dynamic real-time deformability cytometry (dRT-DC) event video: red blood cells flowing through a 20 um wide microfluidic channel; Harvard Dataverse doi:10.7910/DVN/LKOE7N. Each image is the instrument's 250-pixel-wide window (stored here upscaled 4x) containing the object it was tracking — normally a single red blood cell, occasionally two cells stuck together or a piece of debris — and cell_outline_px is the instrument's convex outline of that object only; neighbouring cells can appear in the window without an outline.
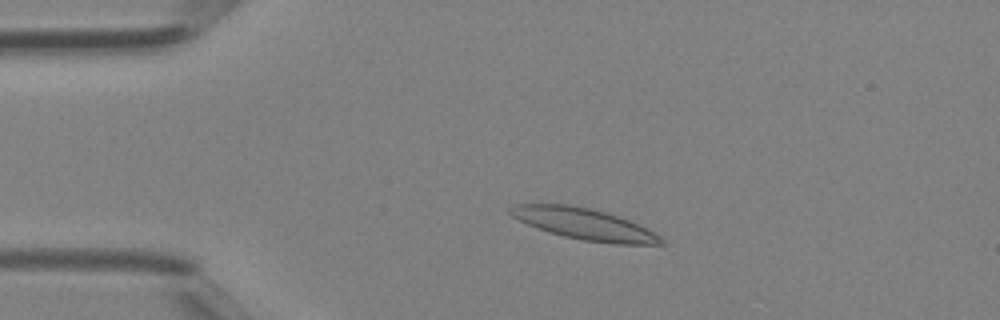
{"species": "Egyptian fruit bat (a non-hibernating species)", "species_latin": "Rousettus aegyptiacus", "temperature_condition": "room temperature", "stored_images_in_passage": 38, "camera_frame_rate_fps": 3000, "um_per_image_px": 0.085, "animal": {"sex": "female"}, "frame": {"image": 1, "passage_image": 7, "time_ms": 2.0, "image_size_px": [1000, 320], "cell_outline_px": [[664, 244], [616, 244], [584, 240], [564, 236], [548, 232], [528, 224], [512, 216], [508, 212], [508, 208], [512, 204], [568, 204], [588, 208], [620, 216], [656, 232], [664, 240]], "centroid_in_image_um": [49.66, 19.03], "position_along_channel_um": 35.3, "area_um2": 27.4}}
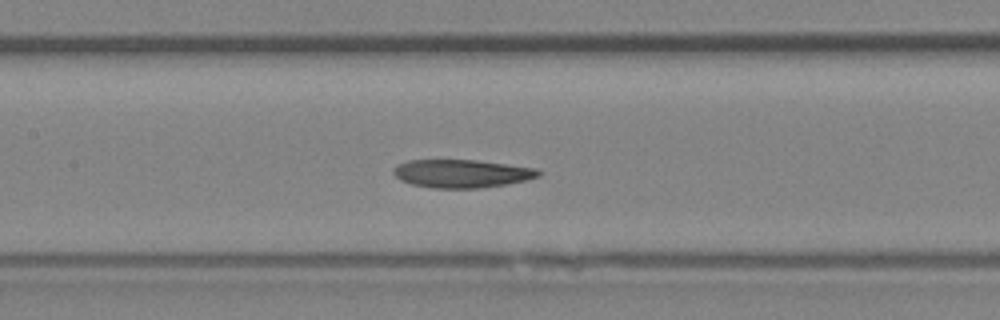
{"frame": {"image": 2, "passage_image": 18, "time_ms": 5.667, "image_size_px": [1000, 320], "cell_outline_px": [[544, 172], [540, 176], [524, 180], [504, 184], [480, 188], [432, 188], [412, 184], [400, 180], [392, 172], [392, 168], [396, 164], [408, 160], [476, 160], [536, 168]], "centroid_in_image_um": [39.21, 14.74], "position_along_channel_um": 168.2, "area_um2": 23.81}}
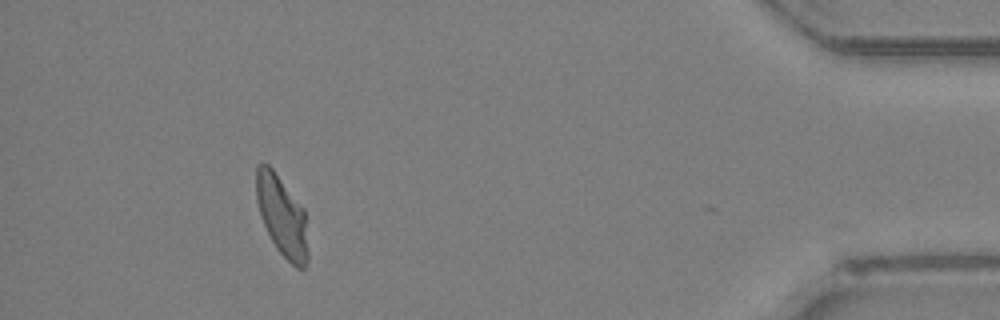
{"frame": {"image": 3, "passage_image": 37, "time_ms": 12.0, "image_size_px": [1000, 320], "cell_outline_px": [[308, 260], [304, 268], [296, 268], [276, 248], [260, 216], [256, 200], [256, 168], [260, 164], [268, 164], [272, 168], [304, 208], [308, 252]], "centroid_in_image_um": [23.97, 18.36], "position_along_channel_um": 411.2, "area_um2": 24.04}}